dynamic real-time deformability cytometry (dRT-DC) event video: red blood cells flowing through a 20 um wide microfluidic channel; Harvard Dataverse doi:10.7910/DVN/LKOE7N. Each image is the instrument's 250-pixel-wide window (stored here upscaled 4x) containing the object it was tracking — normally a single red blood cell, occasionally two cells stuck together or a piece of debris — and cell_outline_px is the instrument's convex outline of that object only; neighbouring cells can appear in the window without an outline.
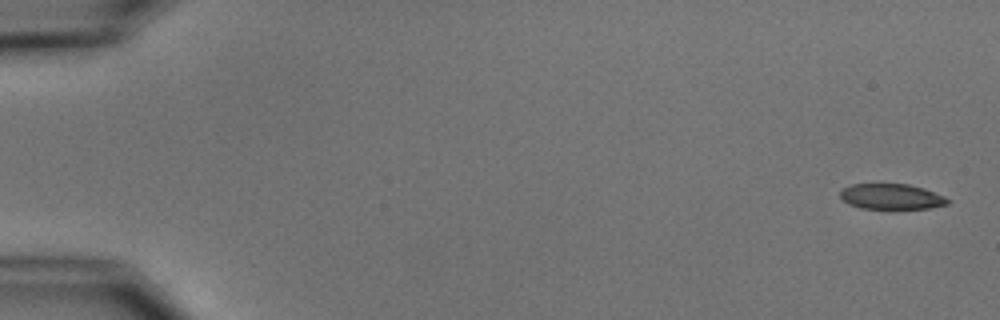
{"species": "common noctule bat (a hibernating species)", "species_latin": "Nyctalus noctula", "temperature_condition": "cold", "stored_images_in_passage": 5, "camera_frame_rate_fps": 3000, "um_per_image_px": 0.085, "animal": {"sex": "male", "body_mass_g": 15.6}, "frame": {"image": 1, "passage_image": 1, "time_ms": 0.0, "image_size_px": [1000, 320], "cell_outline_px": [[952, 200], [948, 204], [928, 208], [892, 212], [860, 208], [848, 204], [840, 196], [840, 192], [844, 188], [852, 184], [908, 184], [924, 188], [944, 196]], "centroid_in_image_um": [75.8, 16.77], "position_along_channel_um": 9.2, "area_um2": 16.82}}
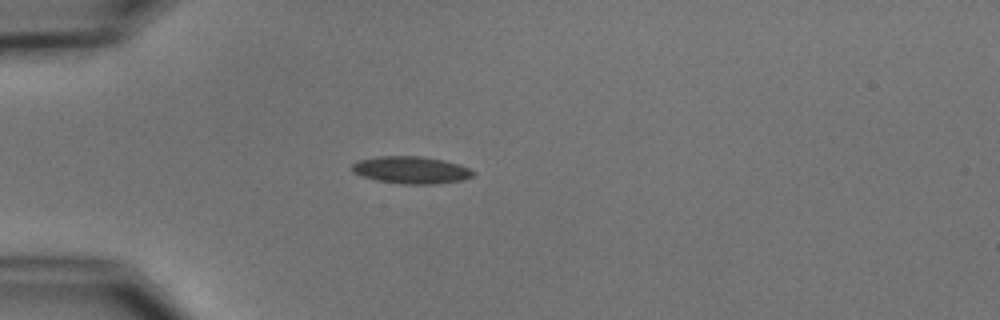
{"frame": {"image": 2, "passage_image": 5, "time_ms": 4.667, "image_size_px": [1000, 320], "cell_outline_px": [[476, 172], [472, 176], [464, 180], [436, 184], [404, 184], [376, 180], [360, 176], [352, 172], [352, 164], [356, 160], [376, 156], [420, 156], [444, 160], [460, 164]], "centroid_in_image_um": [34.93, 14.45], "position_along_channel_um": 50.1, "area_um2": 19.48}}